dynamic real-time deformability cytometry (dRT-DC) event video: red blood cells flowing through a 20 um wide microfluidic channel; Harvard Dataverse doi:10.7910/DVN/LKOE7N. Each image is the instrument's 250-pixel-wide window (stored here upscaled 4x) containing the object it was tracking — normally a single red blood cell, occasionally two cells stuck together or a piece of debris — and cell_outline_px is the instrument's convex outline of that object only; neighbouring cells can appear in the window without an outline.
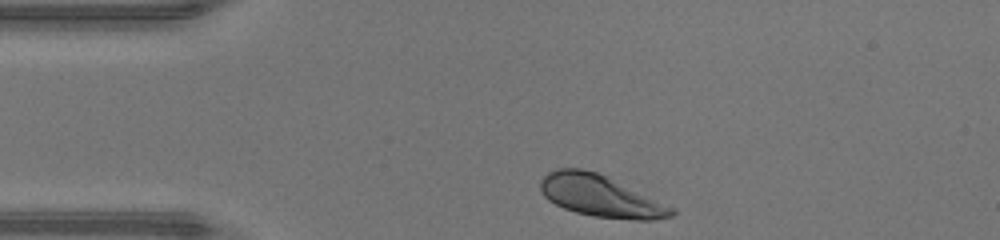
{"species": "human", "species_latin": "Homo sapiens", "temperature_condition": "warm", "stored_images_in_passage": 29, "camera_frame_rate_fps": 3000, "um_per_image_px": 0.085, "donor": {"sex": "male"}, "frame": {"image": 1, "passage_image": 1, "time_ms": 0.0, "image_size_px": [1000, 240], "cell_outline_px": [[676, 212], [672, 216], [652, 220], [632, 220], [592, 216], [576, 212], [564, 208], [548, 200], [544, 196], [540, 188], [540, 180], [548, 172], [556, 168], [580, 168], [596, 172], [608, 176], [676, 208]], "centroid_in_image_um": [51.06, 16.66], "position_along_channel_um": 33.9, "area_um2": 32.08}}
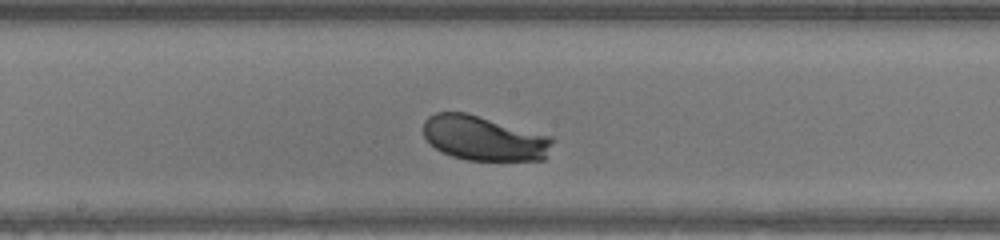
{"frame": {"image": 2, "passage_image": 16, "time_ms": 5.0, "image_size_px": [1000, 240], "cell_outline_px": [[556, 140], [544, 160], [468, 160], [452, 156], [436, 148], [424, 136], [424, 120], [428, 116], [436, 112], [464, 112], [552, 136]], "centroid_in_image_um": [41.18, 11.75], "position_along_channel_um": 207.0, "area_um2": 33.52}}
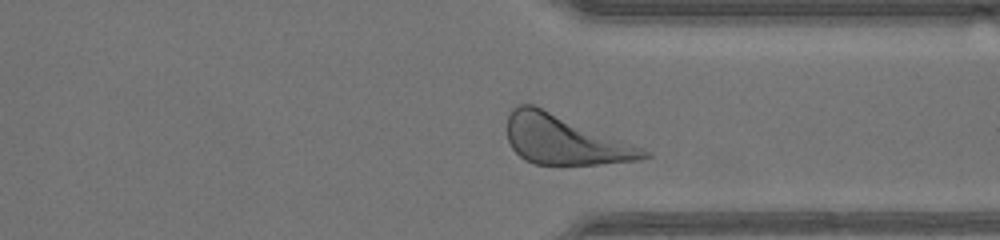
{"frame": {"image": 3, "passage_image": 27, "time_ms": 8.667, "image_size_px": [1000, 240], "cell_outline_px": [[652, 156], [640, 160], [596, 164], [536, 164], [524, 160], [512, 148], [508, 140], [508, 116], [512, 108], [520, 104], [532, 104], [652, 152]], "centroid_in_image_um": [47.97, 11.9], "position_along_channel_um": 363.4, "area_um2": 38.49}, "authors_computed_cell_mechanics": {"area_um2": 33.3506, "velocity_mm_per_s": 4.2808, "shape_relaxation_time_tau1_ms": 1.0734, "shape_relaxation_time_tau2_ms": null, "deformation_change_tau1": 0.1081, "deformation_change_tau2": null}}